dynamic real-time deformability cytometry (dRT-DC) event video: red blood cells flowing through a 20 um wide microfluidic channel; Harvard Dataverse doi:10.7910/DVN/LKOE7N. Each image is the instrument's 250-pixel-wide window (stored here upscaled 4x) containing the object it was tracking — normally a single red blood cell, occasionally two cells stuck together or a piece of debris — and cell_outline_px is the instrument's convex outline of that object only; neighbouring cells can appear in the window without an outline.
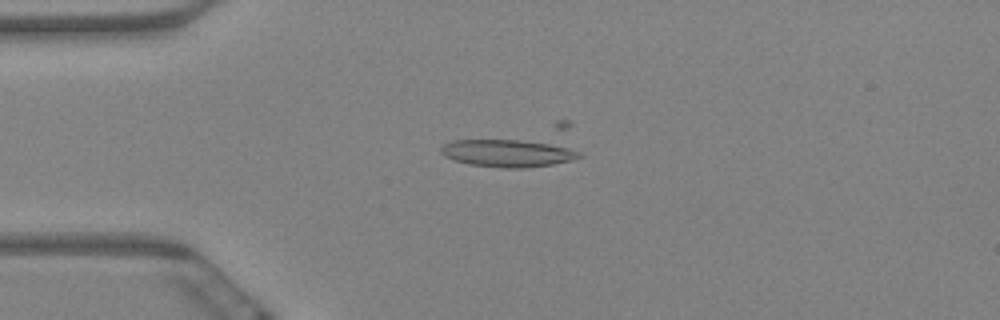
{"species": "Egyptian fruit bat (a non-hibernating species)", "species_latin": "Rousettus aegyptiacus", "temperature_condition": "warm", "stored_images_in_passage": 10, "camera_frame_rate_fps": 3000, "um_per_image_px": 0.085, "animal": {"sex": "female"}, "frame": {"image": 1, "passage_image": 6, "time_ms": 1.667, "image_size_px": [1000, 320], "cell_outline_px": [[584, 156], [552, 164], [528, 168], [504, 168], [468, 164], [444, 156], [440, 152], [440, 148], [444, 144], [452, 140], [520, 140], [560, 144], [580, 152]], "centroid_in_image_um": [43.17, 13.01], "position_along_channel_um": 41.8, "area_um2": 22.2}}
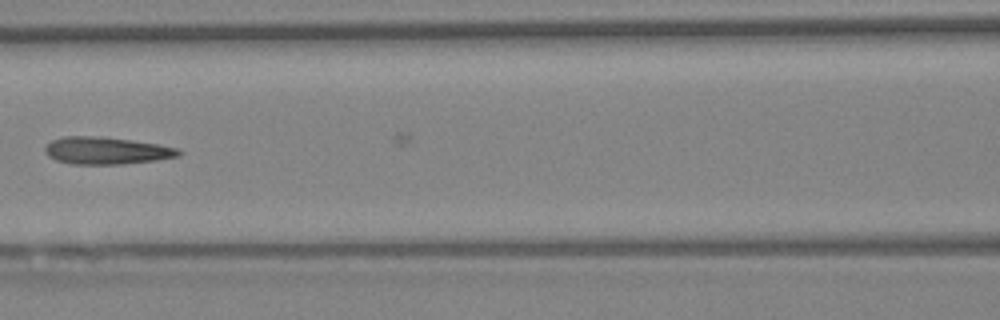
{"frame": {"image": 2, "passage_image": 9, "time_ms": 2.667, "image_size_px": [1000, 320], "cell_outline_px": [[184, 152], [176, 156], [156, 160], [124, 164], [72, 164], [56, 160], [48, 156], [44, 152], [44, 144], [52, 140], [64, 136], [100, 136], [132, 140], [156, 144], [176, 148]], "centroid_in_image_um": [8.98, 12.8], "position_along_channel_um": 157.6, "area_um2": 21.27}}
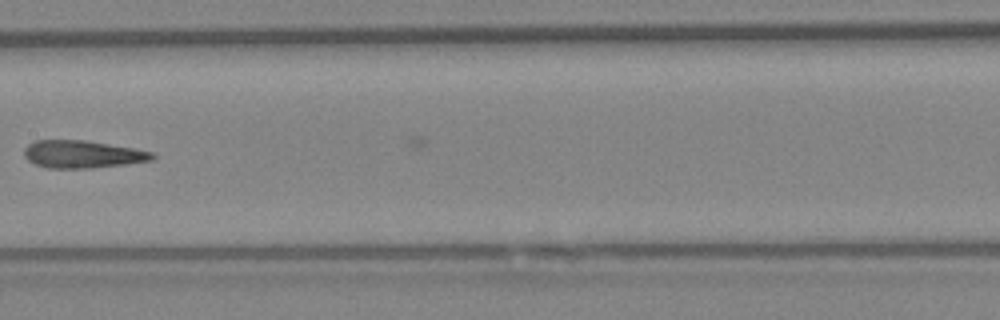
{"frame": {"image": 3, "passage_image": 10, "time_ms": 3.0, "image_size_px": [1000, 320], "cell_outline_px": [[156, 156], [152, 160], [124, 164], [92, 168], [48, 168], [36, 164], [28, 160], [24, 156], [24, 148], [28, 144], [36, 140], [84, 140], [132, 148], [152, 152]], "centroid_in_image_um": [6.97, 13.11], "position_along_channel_um": 200.4, "area_um2": 20.4}}